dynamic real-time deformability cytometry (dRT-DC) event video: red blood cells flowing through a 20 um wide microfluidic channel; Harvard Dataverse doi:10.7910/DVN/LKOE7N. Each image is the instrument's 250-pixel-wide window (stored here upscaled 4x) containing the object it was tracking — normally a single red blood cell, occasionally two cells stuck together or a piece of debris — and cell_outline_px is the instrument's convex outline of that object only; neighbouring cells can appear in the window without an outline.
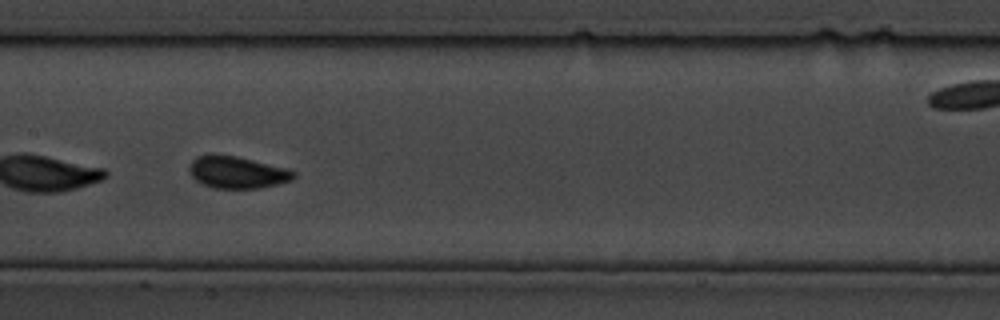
{"species": "common noctule bat (a hibernating species)", "species_latin": "Nyctalus noctula", "temperature_condition": "cold", "stored_images_in_passage": 38, "camera_frame_rate_fps": 3000, "um_per_image_px": 0.085, "animal": {"sex": "male", "body_mass_g": 19.5, "forearm_length_mm": 54.6}, "frame": {"image": 1, "passage_image": 22, "time_ms": 7.0, "image_size_px": [1000, 320], "cell_outline_px": [[296, 176], [292, 180], [260, 188], [212, 188], [200, 184], [192, 176], [188, 168], [192, 160], [196, 156], [208, 152], [216, 152], [236, 156], [288, 168], [296, 172]], "centroid_in_image_um": [20.11, 14.61], "position_along_channel_um": 187.3, "area_um2": 20.0}}